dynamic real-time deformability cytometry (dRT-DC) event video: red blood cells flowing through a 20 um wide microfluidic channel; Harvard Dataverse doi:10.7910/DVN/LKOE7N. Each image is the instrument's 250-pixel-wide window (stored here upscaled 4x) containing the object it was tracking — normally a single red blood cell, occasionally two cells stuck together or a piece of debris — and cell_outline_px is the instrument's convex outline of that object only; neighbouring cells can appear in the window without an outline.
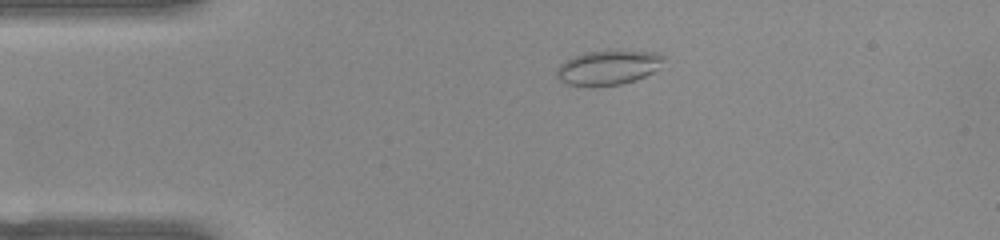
{"species": "common noctule bat (a hibernating species)", "species_latin": "Nyctalus noctula", "temperature_condition": "warm", "stored_images_in_passage": 42, "camera_frame_rate_fps": 3000, "um_per_image_px": 0.085, "animal": {"sex": "female", "body_mass_g": 22.0, "forearm_length_mm": 56.7}, "frame": {"image": 1, "passage_image": 1, "time_ms": 0.0, "image_size_px": [1000, 240], "cell_outline_px": [[664, 56], [660, 68], [636, 80], [620, 84], [596, 88], [568, 84], [560, 80], [556, 76], [556, 68], [560, 64], [584, 52], [620, 48], [656, 52]], "centroid_in_image_um": [51.71, 5.72], "position_along_channel_um": 33.3, "area_um2": 22.31}}
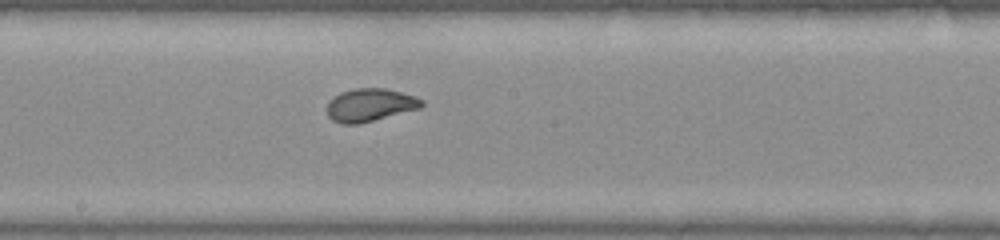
{"frame": {"image": 2, "passage_image": 18, "time_ms": 5.667, "image_size_px": [1000, 240], "cell_outline_px": [[424, 104], [420, 108], [360, 124], [340, 124], [332, 120], [328, 116], [328, 104], [340, 92], [356, 88], [384, 88], [416, 96], [424, 100]], "centroid_in_image_um": [31.48, 8.93], "position_along_channel_um": 216.7, "area_um2": 18.09}}
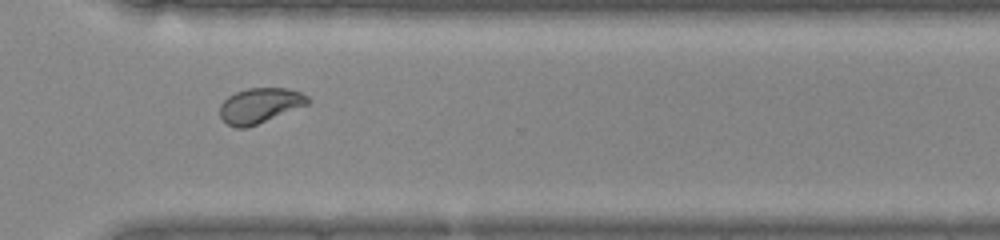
{"frame": {"image": 3, "passage_image": 28, "time_ms": 9.0, "image_size_px": [1000, 240], "cell_outline_px": [[312, 100], [308, 104], [248, 128], [236, 128], [228, 124], [220, 116], [220, 104], [228, 96], [236, 92], [248, 88], [288, 88], [300, 92], [308, 96]], "centroid_in_image_um": [22.1, 8.97], "position_along_channel_um": 348.5, "area_um2": 18.03}, "authors_computed_cell_mechanics": {"area_um2": 18.7561, "velocity_mm_per_s": 3.943, "shape_relaxation_time_tau1_ms": 5.6636, "shape_relaxation_time_tau2_ms": null, "deformation_change_tau1": 0.1647, "deformation_change_tau2": null}}